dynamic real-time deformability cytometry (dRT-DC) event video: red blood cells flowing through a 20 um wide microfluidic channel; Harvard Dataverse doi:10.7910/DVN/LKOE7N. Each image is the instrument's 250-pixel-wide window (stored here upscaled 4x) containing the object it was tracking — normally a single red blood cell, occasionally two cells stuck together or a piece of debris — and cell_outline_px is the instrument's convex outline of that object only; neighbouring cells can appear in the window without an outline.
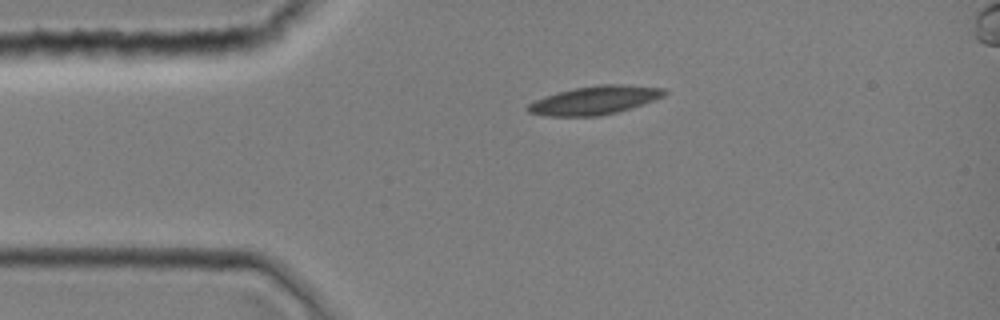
{"species": "common noctule bat (a hibernating species)", "species_latin": "Nyctalus noctula", "temperature_condition": "room temperature", "stored_images_in_passage": 2, "camera_frame_rate_fps": 3000, "um_per_image_px": 0.085, "animal": {"sex": "female", "body_mass_g": 19.0, "forearm_length_mm": 51.5}, "frame": {"image": 1, "passage_image": 1, "time_ms": 0.0, "image_size_px": [1000, 320], "cell_outline_px": [[668, 92], [664, 96], [616, 112], [600, 116], [548, 116], [528, 112], [524, 108], [528, 104], [544, 96], [556, 92], [576, 88], [600, 84], [628, 84], [664, 88]], "centroid_in_image_um": [50.52, 8.51], "position_along_channel_um": 34.5, "area_um2": 22.54}}